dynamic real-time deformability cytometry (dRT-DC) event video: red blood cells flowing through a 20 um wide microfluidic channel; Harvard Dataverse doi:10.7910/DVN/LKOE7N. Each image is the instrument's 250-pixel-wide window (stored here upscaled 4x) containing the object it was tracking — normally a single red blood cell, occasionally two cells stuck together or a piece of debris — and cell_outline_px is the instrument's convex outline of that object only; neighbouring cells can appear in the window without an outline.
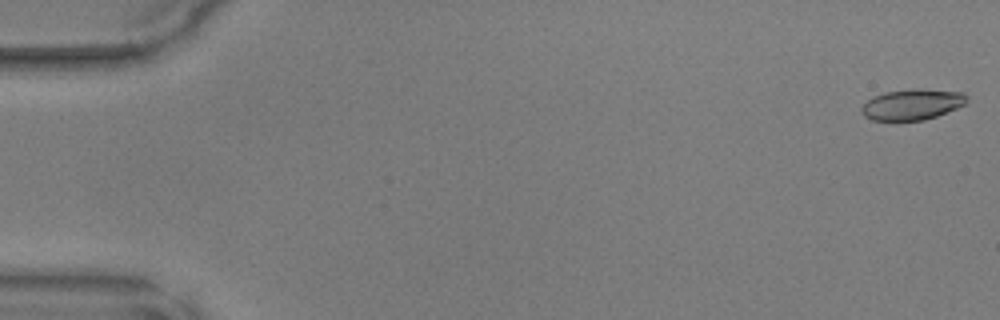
{"species": "common noctule bat (a hibernating species)", "species_latin": "Nyctalus noctula", "temperature_condition": "warm", "stored_images_in_passage": 27, "camera_frame_rate_fps": 3000, "um_per_image_px": 0.085, "animal": {"sex": "male", "body_mass_g": 17.9, "forearm_length_mm": 54.2}, "frame": {"image": 1, "passage_image": 1, "time_ms": 0.0, "image_size_px": [1000, 320], "cell_outline_px": [[968, 96], [964, 104], [956, 108], [936, 116], [924, 120], [872, 120], [864, 116], [860, 112], [860, 108], [872, 96], [884, 92], [916, 88], [920, 88], [964, 92]], "centroid_in_image_um": [77.51, 8.86], "position_along_channel_um": 7.5, "area_um2": 18.96}}
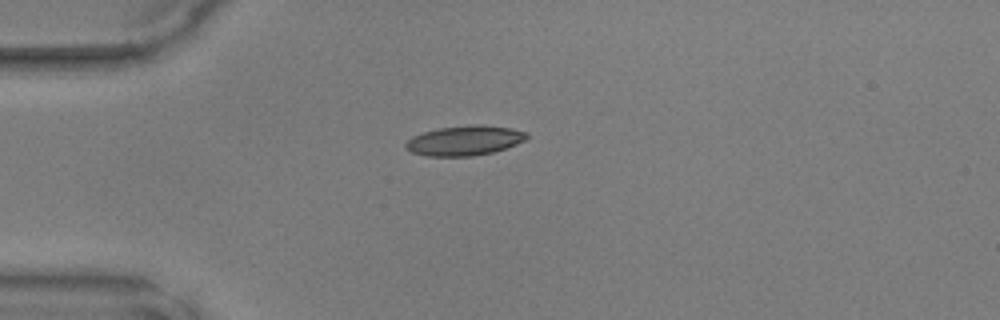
{"frame": {"image": 2, "passage_image": 13, "time_ms": 4.0, "image_size_px": [1000, 320], "cell_outline_px": [[528, 136], [524, 140], [516, 144], [492, 152], [472, 156], [424, 156], [412, 152], [404, 148], [404, 144], [412, 136], [424, 132], [440, 128], [472, 124], [512, 128], [528, 132]], "centroid_in_image_um": [39.46, 11.95], "position_along_channel_um": 45.5, "area_um2": 20.92}}
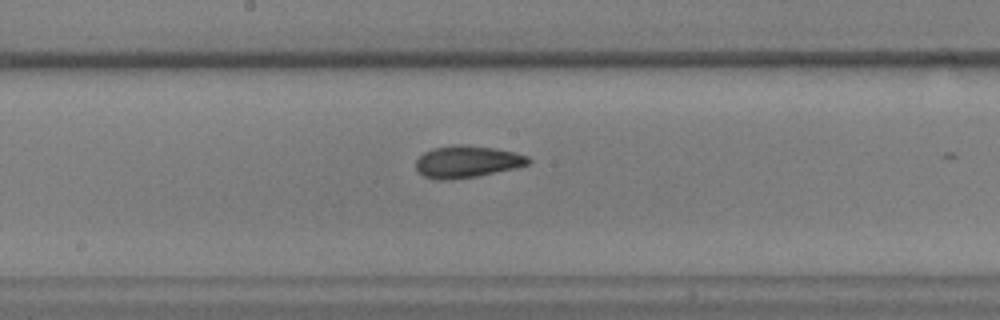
{"frame": {"image": 3, "passage_image": 26, "time_ms": 8.333, "image_size_px": [1000, 320], "cell_outline_px": [[532, 160], [528, 164], [516, 168], [476, 176], [444, 180], [436, 180], [424, 176], [416, 168], [416, 160], [424, 152], [436, 148], [452, 144], [460, 144], [496, 148], [528, 156]], "centroid_in_image_um": [39.7, 13.74], "position_along_channel_um": 208.5, "area_um2": 20.81}}